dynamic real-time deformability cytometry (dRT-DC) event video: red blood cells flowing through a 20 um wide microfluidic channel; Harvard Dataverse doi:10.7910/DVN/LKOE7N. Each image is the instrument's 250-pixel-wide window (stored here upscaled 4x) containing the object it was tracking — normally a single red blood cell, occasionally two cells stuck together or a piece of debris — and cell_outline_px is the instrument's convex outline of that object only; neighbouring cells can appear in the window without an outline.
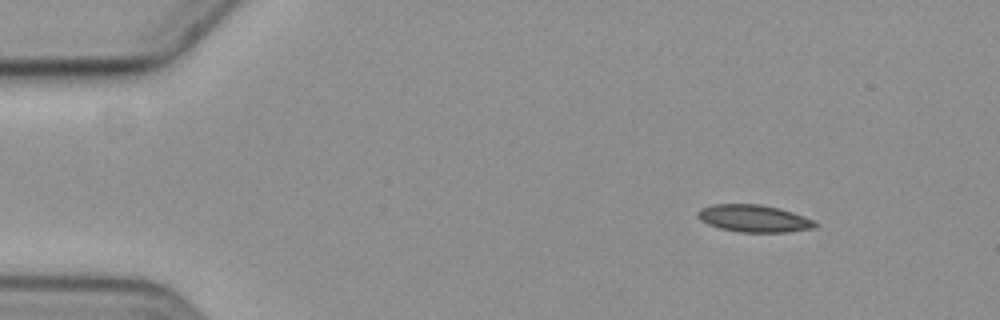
{"species": "common noctule bat (a hibernating species)", "species_latin": "Nyctalus noctula", "temperature_condition": "cold", "stored_images_in_passage": 3, "camera_frame_rate_fps": 3000, "um_per_image_px": 0.085, "animal": {"sex": "female", "body_mass_g": 19.3, "forearm_length_mm": 54.1}, "frame": {"image": 1, "passage_image": 2, "time_ms": 1.333, "image_size_px": [1000, 320], "cell_outline_px": [[816, 224], [812, 228], [788, 232], [736, 232], [720, 228], [708, 224], [700, 220], [696, 216], [700, 208], [712, 204], [760, 204], [792, 212], [812, 220]], "centroid_in_image_um": [64.0, 18.57], "position_along_channel_um": 21.0, "area_um2": 18.44}}